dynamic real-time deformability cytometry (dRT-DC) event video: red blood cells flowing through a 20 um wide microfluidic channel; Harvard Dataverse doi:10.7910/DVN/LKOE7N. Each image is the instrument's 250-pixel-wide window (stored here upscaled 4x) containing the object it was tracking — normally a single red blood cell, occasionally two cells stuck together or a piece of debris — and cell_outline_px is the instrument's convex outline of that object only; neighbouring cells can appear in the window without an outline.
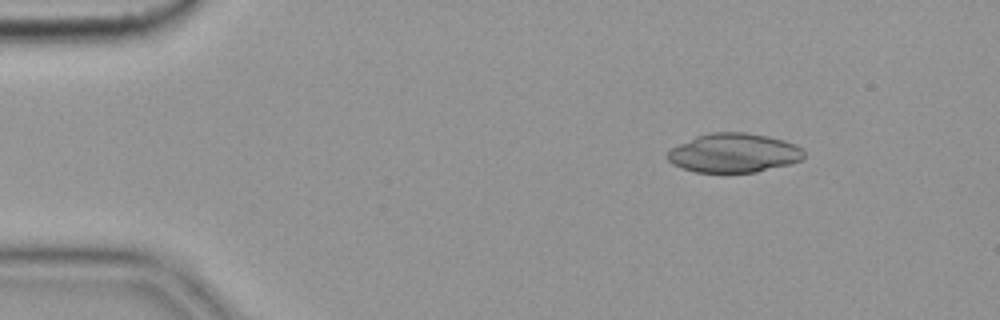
{"species": "common noctule bat (a hibernating species)", "species_latin": "Nyctalus noctula", "temperature_condition": "cold", "stored_images_in_passage": 4, "camera_frame_rate_fps": 3000, "um_per_image_px": 0.085, "animal": {"sex": "female", "body_mass_g": 19.9}, "frame": {"image": 1, "passage_image": 2, "time_ms": 0.333, "image_size_px": [1000, 320], "cell_outline_px": [[804, 160], [756, 172], [696, 172], [672, 164], [668, 160], [668, 152], [672, 148], [696, 136], [712, 132], [744, 132], [768, 136], [784, 140], [796, 144], [804, 152]], "centroid_in_image_um": [62.4, 13.0], "position_along_channel_um": 22.6, "area_um2": 30.92}}